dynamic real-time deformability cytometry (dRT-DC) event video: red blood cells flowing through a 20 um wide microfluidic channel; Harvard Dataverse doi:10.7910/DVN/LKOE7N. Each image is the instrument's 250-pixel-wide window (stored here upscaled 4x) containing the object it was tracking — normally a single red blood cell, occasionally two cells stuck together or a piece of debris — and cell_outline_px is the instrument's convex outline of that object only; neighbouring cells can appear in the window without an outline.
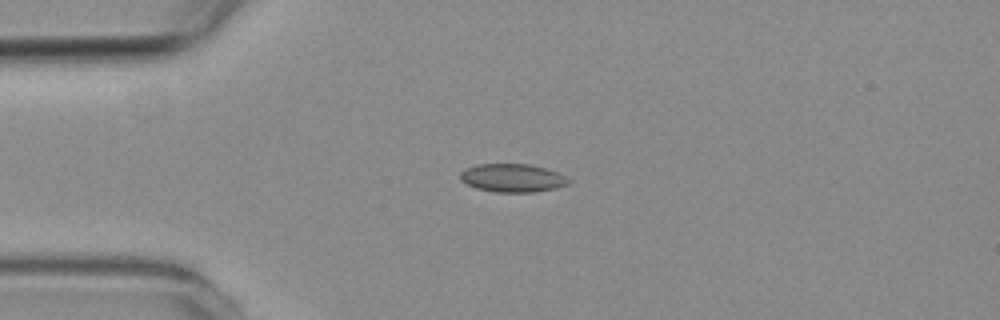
{"species": "common noctule bat (a hibernating species)", "species_latin": "Nyctalus noctula", "temperature_condition": "room temperature", "stored_images_in_passage": 6, "camera_frame_rate_fps": 3000, "um_per_image_px": 0.085, "animal": {"sex": "female", "body_mass_g": 19.3, "forearm_length_mm": 54.1}, "frame": {"image": 1, "passage_image": 2, "time_ms": 1.0, "image_size_px": [1000, 320], "cell_outline_px": [[572, 180], [568, 184], [556, 188], [536, 192], [496, 192], [476, 188], [460, 180], [460, 172], [476, 164], [528, 164], [544, 168], [556, 172]], "centroid_in_image_um": [43.56, 15.13], "position_along_channel_um": 41.4, "area_um2": 17.74}}
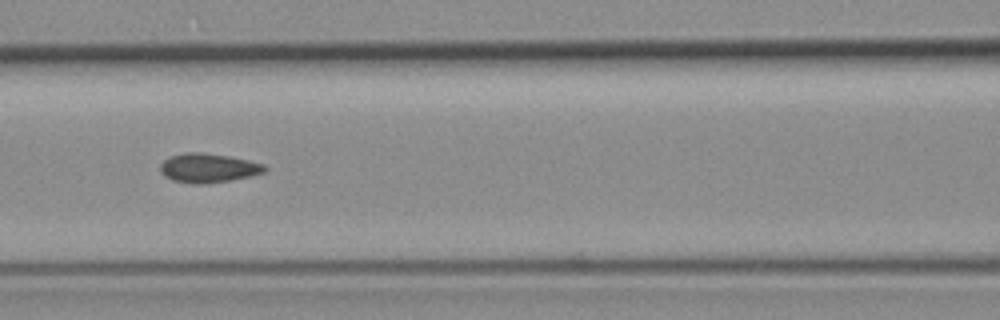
{"frame": {"image": 2, "passage_image": 5, "time_ms": 4.333, "image_size_px": [1000, 320], "cell_outline_px": [[268, 168], [264, 172], [252, 176], [204, 184], [192, 184], [172, 180], [164, 176], [160, 172], [160, 164], [164, 160], [172, 156], [184, 152], [200, 152], [228, 156], [248, 160], [264, 164]], "centroid_in_image_um": [17.69, 14.28], "position_along_channel_um": 148.9, "area_um2": 17.74}}
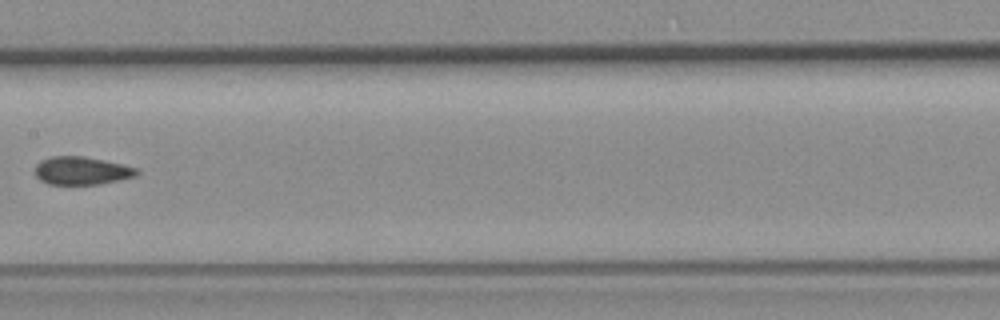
{"frame": {"image": 3, "passage_image": 6, "time_ms": 5.667, "image_size_px": [1000, 320], "cell_outline_px": [[140, 172], [136, 176], [100, 184], [48, 184], [40, 180], [36, 176], [36, 164], [40, 160], [52, 156], [84, 156], [124, 164], [136, 168]], "centroid_in_image_um": [6.94, 14.5], "position_along_channel_um": 200.5, "area_um2": 16.65}}